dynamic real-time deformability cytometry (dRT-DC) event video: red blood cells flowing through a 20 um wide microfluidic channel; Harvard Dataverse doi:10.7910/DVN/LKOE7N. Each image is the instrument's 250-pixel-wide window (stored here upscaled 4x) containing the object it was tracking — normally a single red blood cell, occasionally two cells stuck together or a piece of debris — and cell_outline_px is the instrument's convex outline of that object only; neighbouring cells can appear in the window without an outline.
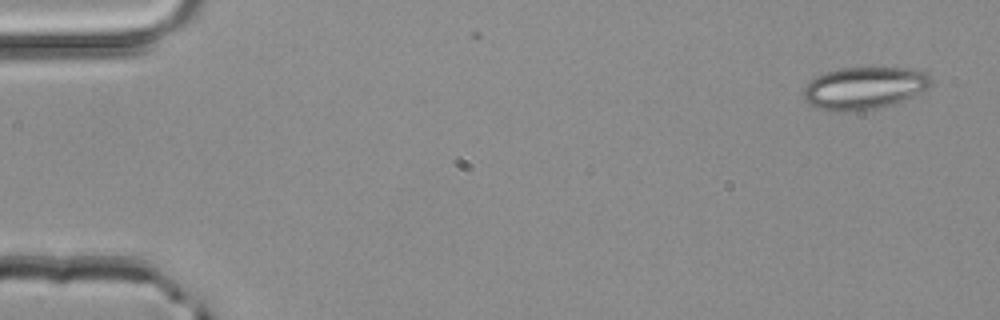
{"species": "common noctule bat (a hibernating species)", "species_latin": "Nyctalus noctula", "temperature_condition": "room temperature", "stored_images_in_passage": 2, "camera_frame_rate_fps": 3000, "um_per_image_px": 0.085, "animal": {"sex": "male", "body_mass_g": 20.4}, "frame": {"image": 1, "passage_image": 2, "time_ms": 0.333, "image_size_px": [1000, 320], "cell_outline_px": [[932, 84], [928, 88], [904, 100], [892, 104], [876, 108], [840, 112], [816, 108], [808, 104], [804, 100], [804, 88], [816, 76], [840, 68], [916, 68], [924, 72], [928, 76]], "centroid_in_image_um": [73.45, 7.48], "position_along_channel_um": 11.5, "area_um2": 31.21}}